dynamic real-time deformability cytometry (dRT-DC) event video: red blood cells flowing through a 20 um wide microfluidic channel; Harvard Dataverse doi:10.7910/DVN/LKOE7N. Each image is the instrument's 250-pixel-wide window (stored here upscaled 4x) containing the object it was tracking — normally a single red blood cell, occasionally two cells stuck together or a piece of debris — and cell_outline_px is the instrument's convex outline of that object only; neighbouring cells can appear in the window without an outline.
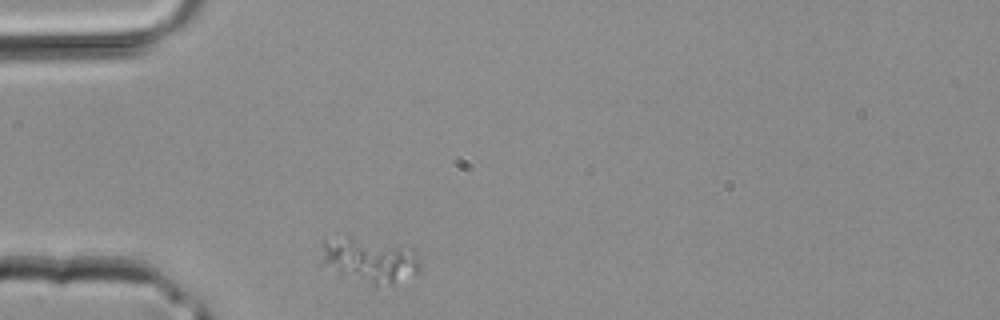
{"species": "common noctule bat (a hibernating species)", "species_latin": "Nyctalus noctula", "temperature_condition": "room temperature", "stored_images_in_passage": 22, "camera_frame_rate_fps": 3000, "um_per_image_px": 0.085, "animal": {"sex": "male", "body_mass_g": 20.4}, "frame": {"image": 1, "passage_image": 1, "time_ms": 0.0, "image_size_px": [1000, 320], "cell_outline_px": [[420, 268], [416, 272], [376, 288], [320, 264], [320, 260], [324, 240], [348, 236], [412, 248], [416, 252], [420, 260]], "centroid_in_image_um": [31.39, 22.1], "position_along_channel_um": 53.6, "area_um2": 25.37}}
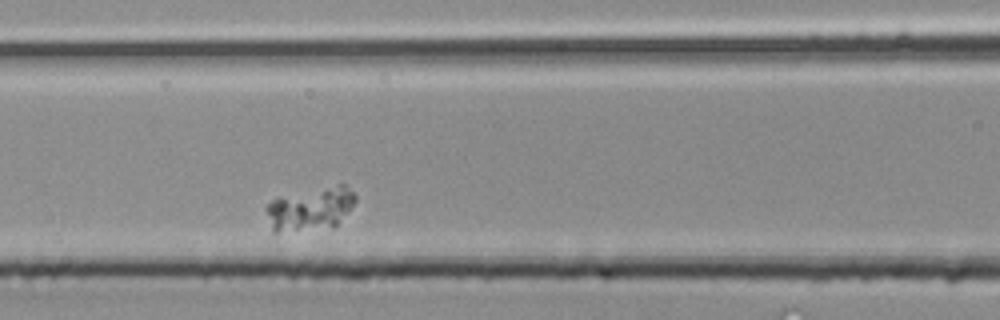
{"frame": {"image": 2, "passage_image": 7, "time_ms": 2.0, "image_size_px": [1000, 320], "cell_outline_px": [[356, 200], [348, 212], [332, 228], [276, 232], [272, 232], [264, 208], [272, 200], [280, 196], [336, 184], [344, 184], [356, 196]], "centroid_in_image_um": [26.36, 17.75], "position_along_channel_um": 140.2, "area_um2": 22.6}}
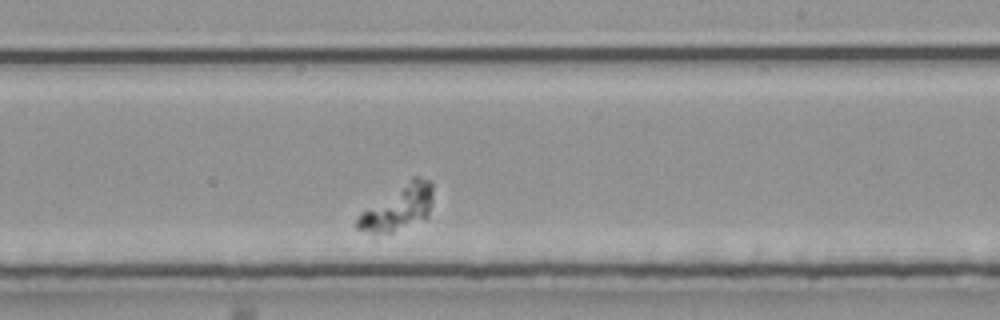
{"frame": {"image": 3, "passage_image": 14, "time_ms": 4.333, "image_size_px": [1000, 320], "cell_outline_px": [[432, 200], [428, 216], [392, 232], [372, 236], [356, 228], [352, 224], [360, 212], [412, 176], [420, 176], [432, 180]], "centroid_in_image_um": [33.77, 17.66], "position_along_channel_um": 255.2, "area_um2": 20.35}}